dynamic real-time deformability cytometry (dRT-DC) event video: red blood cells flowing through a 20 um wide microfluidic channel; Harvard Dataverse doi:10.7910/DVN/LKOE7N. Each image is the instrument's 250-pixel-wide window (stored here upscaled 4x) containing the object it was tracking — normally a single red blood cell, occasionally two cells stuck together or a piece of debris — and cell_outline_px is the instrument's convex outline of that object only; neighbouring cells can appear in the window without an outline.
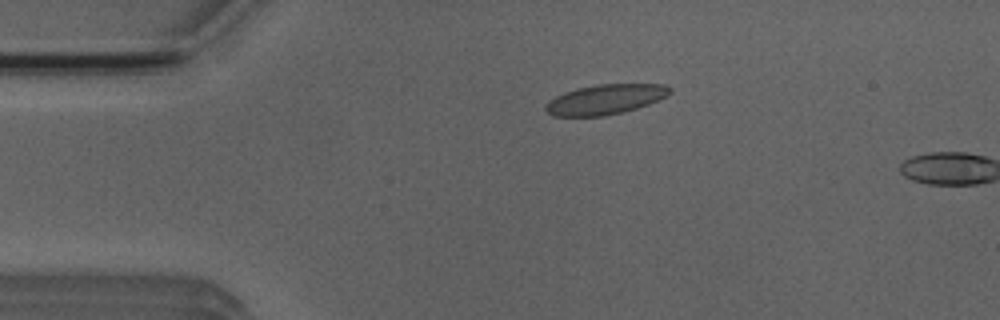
{"species": "Egyptian fruit bat (a non-hibernating species)", "species_latin": "Rousettus aegyptiacus", "temperature_condition": "room temperature", "stored_images_in_passage": 2, "camera_frame_rate_fps": 3000, "um_per_image_px": 0.085, "animal": {"sex": "male"}, "frame": {"image": 1, "passage_image": 1, "time_ms": 0.0, "image_size_px": [1000, 320], "cell_outline_px": [[672, 92], [648, 104], [624, 112], [604, 116], [552, 116], [544, 108], [548, 100], [564, 92], [576, 88], [596, 84], [664, 84], [672, 88]], "centroid_in_image_um": [51.42, 8.44], "position_along_channel_um": 33.6, "area_um2": 21.68}}